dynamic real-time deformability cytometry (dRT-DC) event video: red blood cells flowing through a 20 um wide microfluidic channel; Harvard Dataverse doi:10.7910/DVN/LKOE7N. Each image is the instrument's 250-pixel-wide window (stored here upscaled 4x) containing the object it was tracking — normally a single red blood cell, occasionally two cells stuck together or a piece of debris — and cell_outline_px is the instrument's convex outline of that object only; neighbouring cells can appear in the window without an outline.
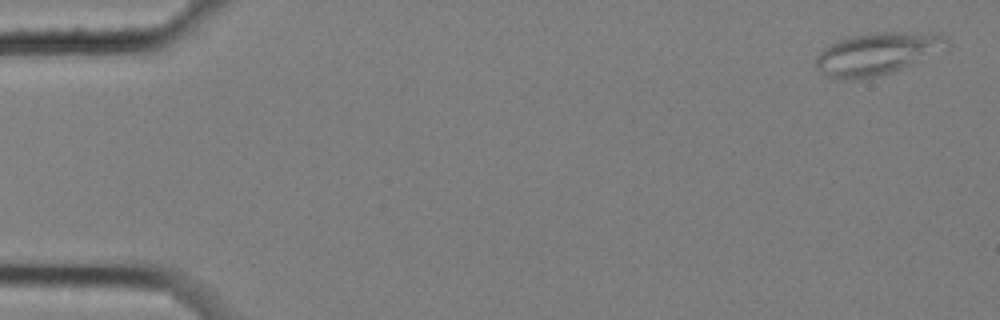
{"species": "common noctule bat (a hibernating species)", "species_latin": "Nyctalus noctula", "temperature_condition": "cold", "stored_images_in_passage": 7, "camera_frame_rate_fps": 3000, "um_per_image_px": 0.085, "animal": {"sex": "female", "body_mass_g": 25.1}, "frame": {"image": 1, "passage_image": 1, "time_ms": 0.0, "image_size_px": [1000, 320], "cell_outline_px": [[952, 48], [900, 68], [888, 72], [872, 76], [840, 80], [828, 76], [816, 68], [816, 56], [824, 48], [840, 40], [852, 36], [868, 32], [936, 32], [948, 36], [952, 44]], "centroid_in_image_um": [74.68, 4.51], "position_along_channel_um": 10.3, "area_um2": 32.31}}